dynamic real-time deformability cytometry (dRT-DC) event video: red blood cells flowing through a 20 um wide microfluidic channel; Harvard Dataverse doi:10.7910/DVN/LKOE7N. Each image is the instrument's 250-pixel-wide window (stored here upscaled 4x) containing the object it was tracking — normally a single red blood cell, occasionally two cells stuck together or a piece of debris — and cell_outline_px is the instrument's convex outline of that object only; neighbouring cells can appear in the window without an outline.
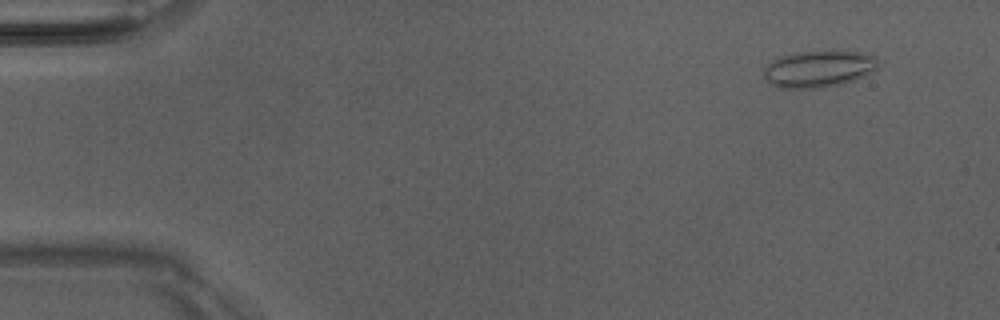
{"species": "Egyptian fruit bat (a non-hibernating species)", "species_latin": "Rousettus aegyptiacus", "temperature_condition": "room temperature", "stored_images_in_passage": 11, "camera_frame_rate_fps": 3000, "um_per_image_px": 0.085, "animal": {"sex": "male"}, "frame": {"image": 1, "passage_image": 1, "time_ms": 0.0, "image_size_px": [1000, 320], "cell_outline_px": [[876, 68], [864, 76], [856, 80], [840, 84], [816, 88], [780, 88], [772, 84], [764, 76], [764, 68], [772, 60], [780, 56], [800, 52], [860, 52], [876, 56]], "centroid_in_image_um": [69.56, 5.87], "position_along_channel_um": 15.4, "area_um2": 23.99}}